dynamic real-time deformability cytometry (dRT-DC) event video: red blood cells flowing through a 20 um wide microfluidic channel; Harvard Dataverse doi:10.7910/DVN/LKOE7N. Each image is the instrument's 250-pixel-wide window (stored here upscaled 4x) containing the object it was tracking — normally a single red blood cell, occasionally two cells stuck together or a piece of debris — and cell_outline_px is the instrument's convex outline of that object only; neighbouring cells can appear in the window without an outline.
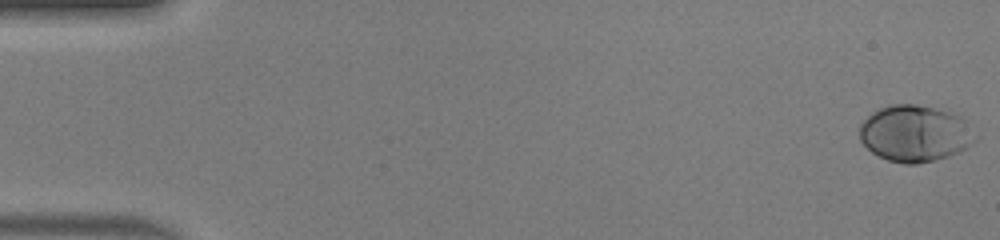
{"species": "human", "species_latin": "Homo sapiens", "temperature_condition": "warm", "stored_images_in_passage": 49, "camera_frame_rate_fps": 3000, "um_per_image_px": 0.085, "donor": {"sex": "male"}, "frame": {"image": 1, "passage_image": 1, "time_ms": 0.0, "image_size_px": [1000, 240], "cell_outline_px": [[976, 140], [972, 144], [948, 156], [916, 164], [904, 164], [888, 160], [872, 152], [860, 140], [860, 124], [872, 112], [880, 108], [892, 104], [916, 104], [948, 112], [960, 116], [968, 120], [976, 136]], "centroid_in_image_um": [77.78, 11.34], "position_along_channel_um": 7.2, "area_um2": 37.86}}
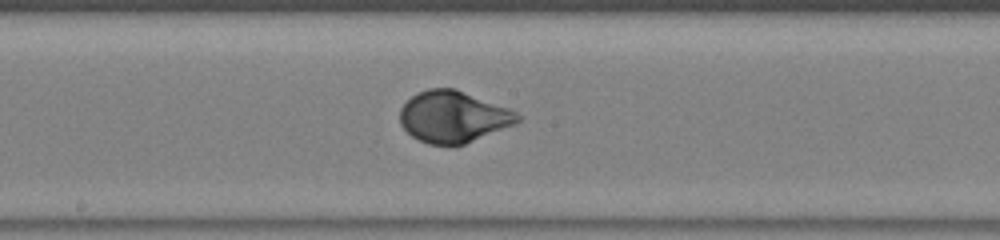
{"frame": {"image": 2, "passage_image": 27, "time_ms": 8.667, "image_size_px": [1000, 240], "cell_outline_px": [[520, 120], [516, 124], [464, 144], [428, 144], [412, 136], [400, 124], [400, 108], [416, 92], [428, 88], [456, 88], [508, 108], [516, 112], [520, 116]], "centroid_in_image_um": [38.52, 9.91], "position_along_channel_um": 209.7, "area_um2": 35.14}}
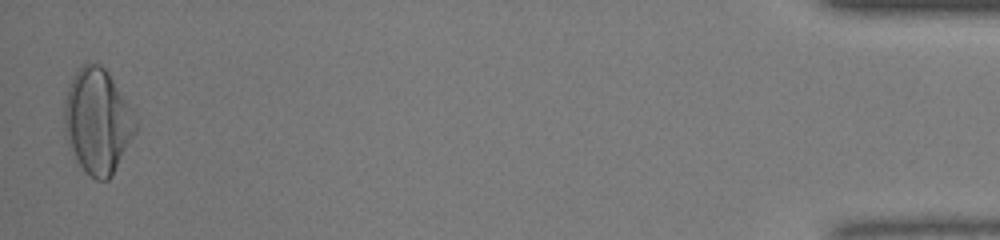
{"frame": {"image": 3, "passage_image": 49, "time_ms": 16.0, "image_size_px": [1000, 240], "cell_outline_px": [[136, 132], [112, 176], [108, 180], [96, 180], [84, 172], [76, 160], [64, 136], [64, 100], [72, 76], [84, 64], [100, 64], [108, 72], [124, 100], [136, 124]], "centroid_in_image_um": [8.24, 10.35], "position_along_channel_um": 427.0, "area_um2": 43.0}, "authors_computed_cell_mechanics": {"area_um2": 35.6048, "velocity_mm_per_s": 4.1837, "shape_relaxation_time_tau1_ms": 2.9259, "shape_relaxation_time_tau2_ms": null, "deformation_change_tau1": 0.1755, "deformation_change_tau2": null}}